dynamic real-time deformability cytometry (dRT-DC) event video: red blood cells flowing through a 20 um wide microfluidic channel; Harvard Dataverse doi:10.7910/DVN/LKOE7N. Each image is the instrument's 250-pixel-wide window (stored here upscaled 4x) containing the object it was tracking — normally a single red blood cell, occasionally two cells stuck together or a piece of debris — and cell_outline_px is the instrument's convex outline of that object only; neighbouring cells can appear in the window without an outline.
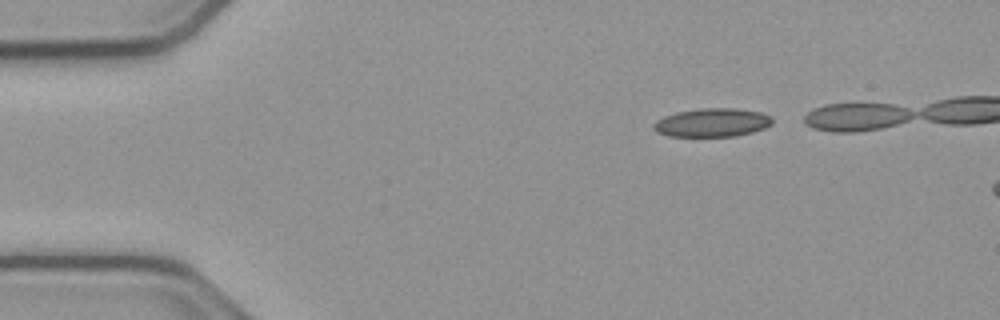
{"species": "common noctule bat (a hibernating species)", "species_latin": "Nyctalus noctula", "temperature_condition": "cold", "stored_images_in_passage": 8, "camera_frame_rate_fps": 3000, "um_per_image_px": 0.085, "animal": {"sex": "male", "body_mass_g": 23.1, "forearm_length_mm": 52.7}, "frame": {"image": 1, "passage_image": 1, "time_ms": 0.0, "image_size_px": [1000, 320], "cell_outline_px": [[772, 124], [764, 128], [752, 132], [736, 136], [668, 136], [656, 132], [652, 128], [652, 124], [656, 120], [664, 116], [676, 112], [700, 108], [736, 108], [760, 112], [772, 116]], "centroid_in_image_um": [60.51, 10.41], "position_along_channel_um": 24.5, "area_um2": 19.88}}